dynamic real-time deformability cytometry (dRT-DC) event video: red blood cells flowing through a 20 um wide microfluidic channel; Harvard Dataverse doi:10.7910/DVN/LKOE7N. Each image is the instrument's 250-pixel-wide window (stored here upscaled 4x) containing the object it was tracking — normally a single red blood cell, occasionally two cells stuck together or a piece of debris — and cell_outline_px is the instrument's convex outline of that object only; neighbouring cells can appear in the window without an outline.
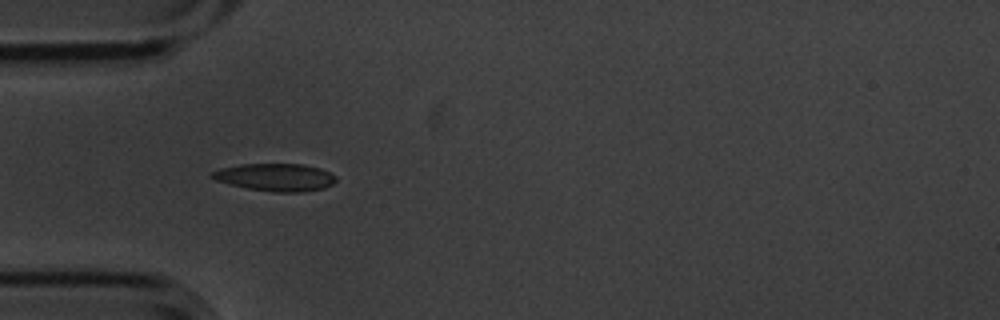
{"species": "common noctule bat (a hibernating species)", "species_latin": "Nyctalus noctula", "temperature_condition": "cold", "stored_images_in_passage": 14, "camera_frame_rate_fps": 3000, "um_per_image_px": 0.085, "animal": {"sex": "male", "body_mass_g": 20.1, "forearm_length_mm": 53.5}, "frame": {"image": 1, "passage_image": 4, "time_ms": 1.0, "image_size_px": [1000, 320], "cell_outline_px": [[336, 180], [332, 184], [324, 188], [304, 192], [272, 192], [248, 188], [216, 180], [208, 176], [212, 172], [220, 168], [240, 164], [304, 164], [320, 168], [336, 176]], "centroid_in_image_um": [23.42, 15.06], "position_along_channel_um": 61.6, "area_um2": 19.88}}
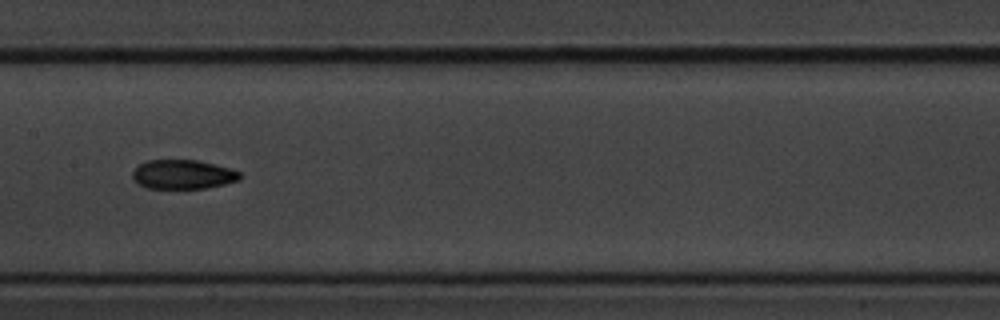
{"frame": {"image": 2, "passage_image": 7, "time_ms": 2.0, "image_size_px": [1000, 320], "cell_outline_px": [[240, 180], [224, 184], [204, 188], [148, 188], [132, 180], [132, 172], [140, 164], [148, 160], [196, 160], [216, 164], [232, 168], [240, 172]], "centroid_in_image_um": [15.56, 14.82], "position_along_channel_um": 191.8, "area_um2": 18.26}}
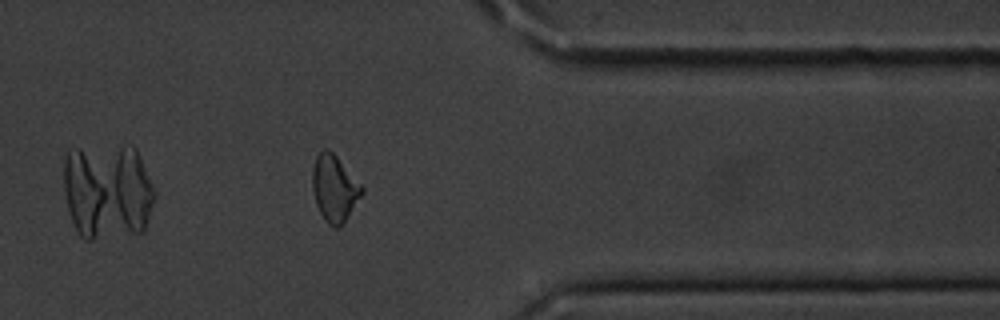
{"frame": {"image": 3, "passage_image": 12, "time_ms": 3.667, "image_size_px": [1000, 320], "cell_outline_px": [[364, 192], [344, 224], [340, 228], [336, 228], [328, 224], [324, 220], [316, 204], [312, 188], [312, 168], [316, 156], [324, 148], [328, 148], [336, 156], [364, 188]], "centroid_in_image_um": [28.42, 16.04], "position_along_channel_um": 383.0, "area_um2": 19.25}}